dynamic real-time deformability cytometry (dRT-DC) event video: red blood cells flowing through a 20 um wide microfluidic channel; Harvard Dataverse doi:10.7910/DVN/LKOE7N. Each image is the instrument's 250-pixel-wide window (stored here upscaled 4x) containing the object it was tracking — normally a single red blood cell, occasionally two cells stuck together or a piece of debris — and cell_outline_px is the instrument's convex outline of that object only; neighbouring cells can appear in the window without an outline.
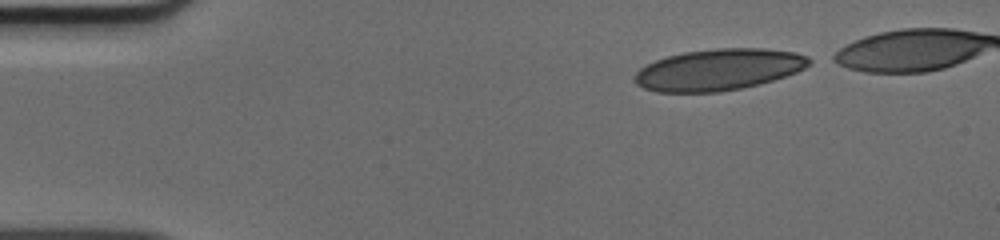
{"species": "human", "species_latin": "Homo sapiens", "temperature_condition": "cold", "stored_images_in_passage": 40, "camera_frame_rate_fps": 3000, "um_per_image_px": 0.085, "donor": {"sex": "male"}, "frame": {"image": 1, "passage_image": 1, "time_ms": 0.0, "image_size_px": [1000, 240], "cell_outline_px": [[816, 60], [804, 68], [796, 72], [772, 80], [740, 88], [716, 92], [656, 92], [644, 88], [636, 84], [636, 72], [640, 68], [656, 60], [668, 56], [684, 52], [716, 48], [764, 48], [796, 52], [808, 56]], "centroid_in_image_um": [61.12, 5.9], "position_along_channel_um": 23.9, "area_um2": 41.96}}
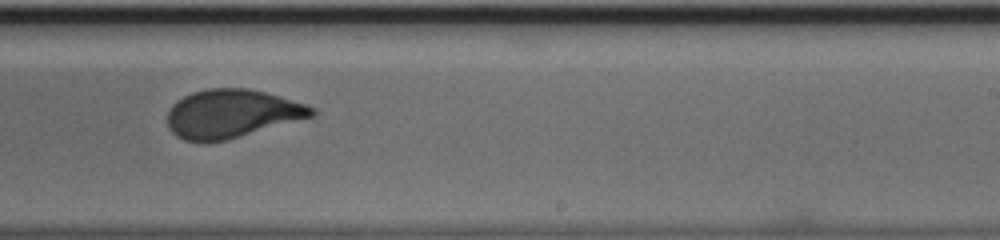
{"frame": {"image": 2, "passage_image": 25, "time_ms": 8.0, "image_size_px": [1000, 240], "cell_outline_px": [[316, 112], [312, 116], [228, 140], [204, 144], [200, 144], [184, 140], [176, 136], [168, 128], [168, 108], [176, 100], [192, 92], [208, 88], [248, 88], [264, 92], [304, 104], [312, 108]], "centroid_in_image_um": [19.6, 9.69], "position_along_channel_um": 269.4, "area_um2": 40.81}}
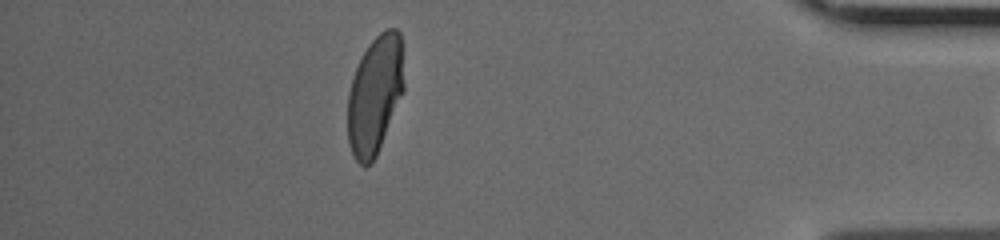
{"frame": {"image": 3, "passage_image": 38, "time_ms": 12.333, "image_size_px": [1000, 240], "cell_outline_px": [[404, 92], [376, 156], [372, 164], [364, 168], [356, 160], [352, 152], [348, 140], [348, 92], [356, 68], [368, 44], [380, 32], [388, 28], [396, 28], [400, 32], [404, 84]], "centroid_in_image_um": [31.88, 8.08], "position_along_channel_um": 403.3, "area_um2": 38.84}}